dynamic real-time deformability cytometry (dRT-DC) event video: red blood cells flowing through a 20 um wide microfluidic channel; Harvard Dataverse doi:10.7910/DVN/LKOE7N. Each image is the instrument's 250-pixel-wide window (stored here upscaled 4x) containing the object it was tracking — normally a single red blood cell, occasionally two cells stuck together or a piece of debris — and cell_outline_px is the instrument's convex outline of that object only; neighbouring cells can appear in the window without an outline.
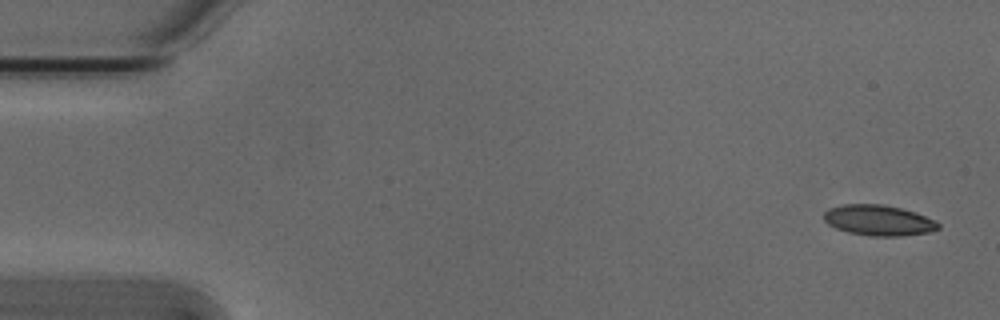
{"species": "Egyptian fruit bat (a non-hibernating species)", "species_latin": "Rousettus aegyptiacus", "temperature_condition": "cold", "stored_images_in_passage": 14, "camera_frame_rate_fps": 3000, "um_per_image_px": 0.085, "animal": {"sex": "male"}, "frame": {"image": 1, "passage_image": 1, "time_ms": 0.0, "image_size_px": [1000, 320], "cell_outline_px": [[940, 228], [928, 232], [904, 236], [868, 236], [848, 232], [836, 228], [828, 224], [824, 220], [824, 212], [828, 208], [844, 204], [884, 204], [916, 212], [936, 220], [940, 224]], "centroid_in_image_um": [74.69, 18.72], "position_along_channel_um": 10.3, "area_um2": 20.58}}